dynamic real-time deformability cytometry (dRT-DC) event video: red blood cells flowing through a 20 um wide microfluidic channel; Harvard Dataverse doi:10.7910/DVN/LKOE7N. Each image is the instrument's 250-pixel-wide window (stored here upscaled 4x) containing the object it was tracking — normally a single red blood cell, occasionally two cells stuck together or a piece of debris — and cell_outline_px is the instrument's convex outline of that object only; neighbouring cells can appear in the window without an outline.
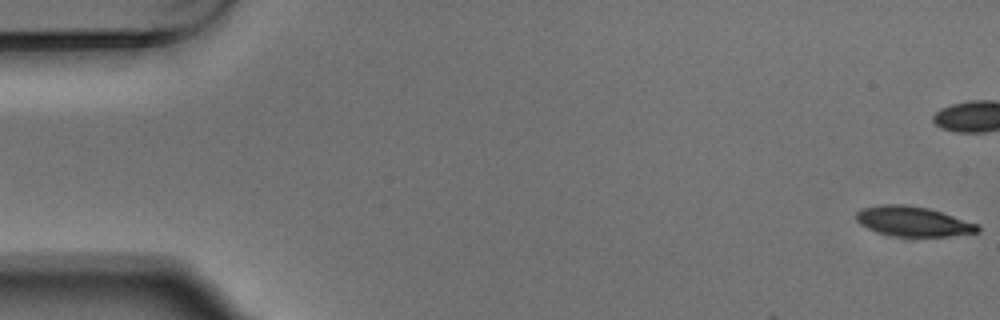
{"species": "Egyptian fruit bat (a non-hibernating species)", "species_latin": "Rousettus aegyptiacus", "temperature_condition": "warm", "stored_images_in_passage": 5, "segment_of_instrument_passage": [2, 2], "camera_frame_rate_fps": 3000, "um_per_image_px": 0.085, "animal": {"sex": "male"}, "frame": {"image": 1, "passage_image": 5, "time_ms": 1.333, "image_size_px": [1000, 320], "cell_outline_px": [[980, 232], [948, 236], [892, 236], [876, 232], [860, 224], [856, 220], [856, 212], [860, 208], [880, 204], [904, 204], [928, 208], [980, 224]], "centroid_in_image_um": [77.6, 18.81], "position_along_channel_um": 7.4, "area_um2": 21.33}}